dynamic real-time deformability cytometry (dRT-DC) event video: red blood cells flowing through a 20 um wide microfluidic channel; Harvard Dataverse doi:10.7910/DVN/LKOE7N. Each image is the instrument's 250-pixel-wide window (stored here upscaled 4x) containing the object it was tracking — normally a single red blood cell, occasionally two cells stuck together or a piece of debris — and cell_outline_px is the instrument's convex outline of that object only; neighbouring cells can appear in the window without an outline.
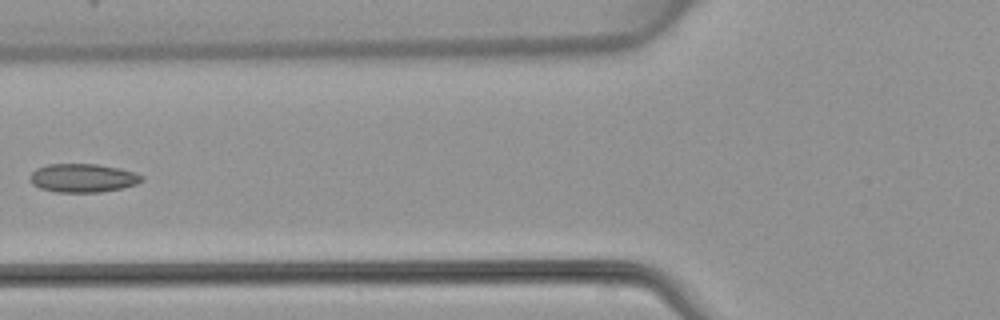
{"species": "common noctule bat (a hibernating species)", "species_latin": "Nyctalus noctula", "temperature_condition": "warm", "stored_images_in_passage": 5, "camera_frame_rate_fps": 3000, "um_per_image_px": 0.085, "animal": {"sex": "female", "body_mass_g": 22.7, "forearm_length_mm": 54.2}, "frame": {"image": 1, "passage_image": 5, "time_ms": 5.667, "image_size_px": [1000, 320], "cell_outline_px": [[144, 180], [136, 184], [120, 188], [100, 192], [56, 192], [40, 188], [32, 184], [28, 180], [28, 176], [36, 168], [48, 164], [96, 164], [120, 168], [136, 172], [144, 176]], "centroid_in_image_um": [7.03, 15.12], "position_along_channel_um": 118.8, "area_um2": 18.79}}